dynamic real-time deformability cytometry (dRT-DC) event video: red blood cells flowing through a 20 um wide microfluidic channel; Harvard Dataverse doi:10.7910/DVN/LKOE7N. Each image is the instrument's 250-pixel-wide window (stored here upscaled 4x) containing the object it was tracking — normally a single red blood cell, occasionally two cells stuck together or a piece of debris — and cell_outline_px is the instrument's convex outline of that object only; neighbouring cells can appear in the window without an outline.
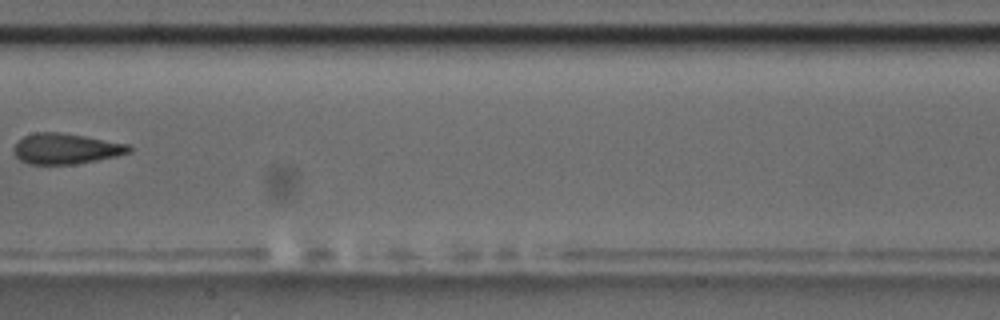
{"species": "common noctule bat (a hibernating species)", "species_latin": "Nyctalus noctula", "temperature_condition": "room temperature", "stored_images_in_passage": 8, "camera_frame_rate_fps": 3000, "um_per_image_px": 0.085, "animal": {"sex": "male", "body_mass_g": 17.5, "forearm_length_mm": 52.3}, "frame": {"image": 1, "passage_image": 8, "time_ms": 9.667, "image_size_px": [1000, 320], "cell_outline_px": [[132, 152], [116, 156], [96, 160], [72, 164], [28, 164], [20, 160], [16, 156], [12, 148], [24, 136], [36, 132], [60, 132], [84, 136], [128, 144], [132, 148]], "centroid_in_image_um": [5.59, 12.64], "position_along_channel_um": 201.8, "area_um2": 20.4}}